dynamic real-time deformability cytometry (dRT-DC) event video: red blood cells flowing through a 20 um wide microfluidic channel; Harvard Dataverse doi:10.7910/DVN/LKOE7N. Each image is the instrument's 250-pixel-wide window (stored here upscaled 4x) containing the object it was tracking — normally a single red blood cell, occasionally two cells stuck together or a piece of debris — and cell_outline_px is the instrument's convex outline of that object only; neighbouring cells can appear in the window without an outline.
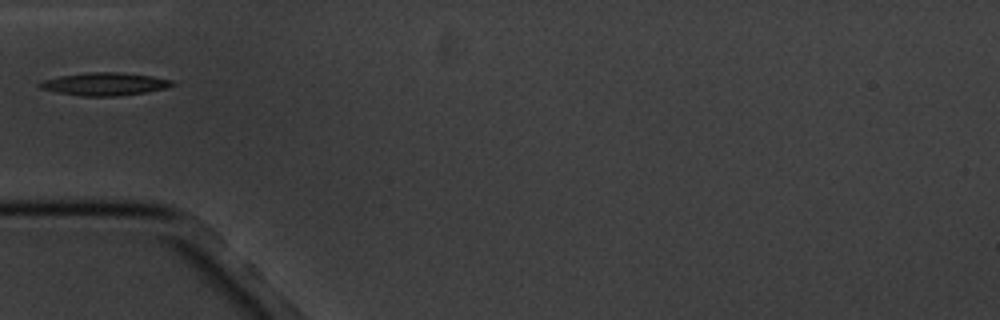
{"species": "common noctule bat (a hibernating species)", "species_latin": "Nyctalus noctula", "temperature_condition": "cold", "stored_images_in_passage": 16, "camera_frame_rate_fps": 3000, "um_per_image_px": 0.085, "animal": {"sex": "male", "body_mass_g": 20.1, "forearm_length_mm": 53.5}, "frame": {"image": 1, "passage_image": 5, "time_ms": 5.667, "image_size_px": [1000, 320], "cell_outline_px": [[176, 84], [164, 88], [144, 92], [116, 96], [80, 96], [56, 92], [40, 88], [36, 84], [44, 80], [60, 76], [88, 72], [120, 72], [152, 76], [176, 80]], "centroid_in_image_um": [8.91, 7.13], "position_along_channel_um": 76.1, "area_um2": 17.63}}
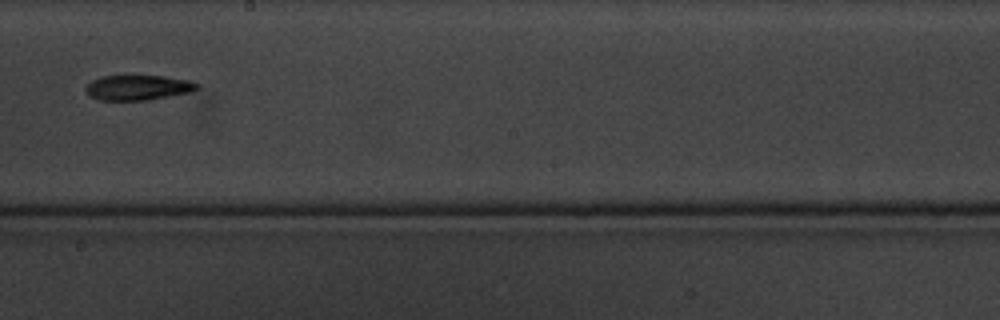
{"frame": {"image": 2, "passage_image": 9, "time_ms": 10.333, "image_size_px": [1000, 320], "cell_outline_px": [[200, 88], [192, 92], [148, 100], [100, 100], [88, 96], [84, 88], [92, 80], [100, 76], [164, 76], [188, 80], [200, 84]], "centroid_in_image_um": [11.74, 7.45], "position_along_channel_um": 236.5, "area_um2": 16.42}}
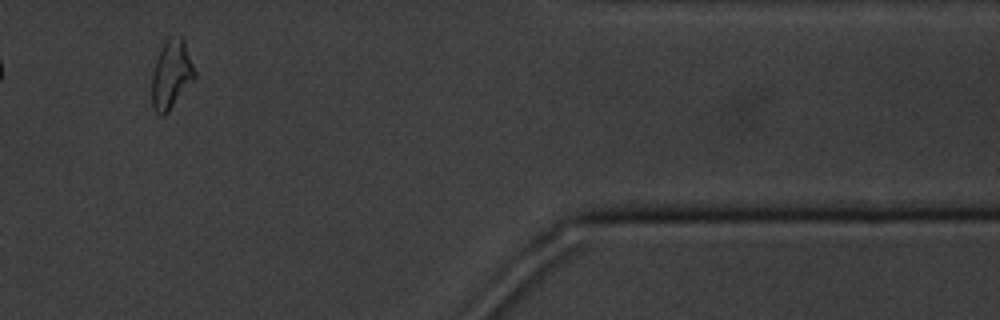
{"frame": {"image": 3, "passage_image": 14, "time_ms": 16.0, "image_size_px": [1000, 320], "cell_outline_px": [[196, 76], [168, 112], [164, 116], [160, 116], [152, 108], [152, 72], [156, 60], [164, 44], [168, 40], [180, 36], [184, 40], [196, 72]], "centroid_in_image_um": [14.56, 6.38], "position_along_channel_um": 396.8, "area_um2": 16.76}, "authors_computed_cell_mechanics": {"area_um2": 17.629, "velocity_mm_per_s": 3.4286, "shape_relaxation_time_tau1_ms": 6.4268, "shape_relaxation_time_tau2_ms": null, "deformation_change_tau1": 0.1326, "deformation_change_tau2": null}}